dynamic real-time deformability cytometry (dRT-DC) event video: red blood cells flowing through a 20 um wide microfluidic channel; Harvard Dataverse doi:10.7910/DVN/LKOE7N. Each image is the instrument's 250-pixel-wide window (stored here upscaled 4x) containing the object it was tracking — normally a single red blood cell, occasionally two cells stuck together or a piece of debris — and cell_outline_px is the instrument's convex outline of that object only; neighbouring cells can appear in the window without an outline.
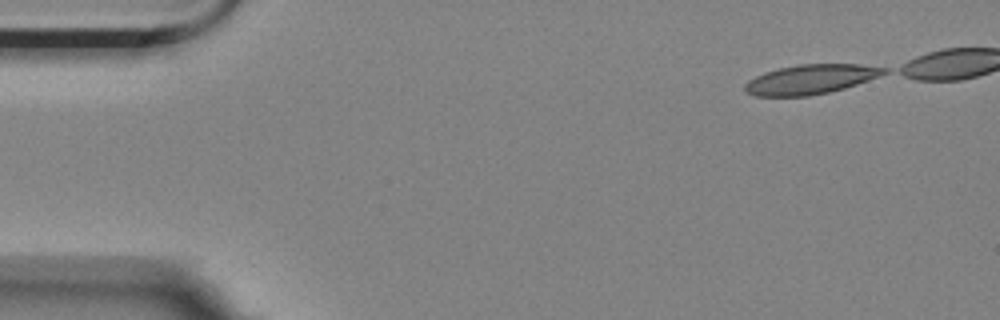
{"species": "Egyptian fruit bat (a non-hibernating species)", "species_latin": "Rousettus aegyptiacus", "temperature_condition": "room temperature", "stored_images_in_passage": 43, "camera_frame_rate_fps": 3000, "um_per_image_px": 0.085, "animal": {"sex": "female"}, "frame": {"image": 1, "passage_image": 1, "time_ms": 0.0, "image_size_px": [1000, 320], "cell_outline_px": [[888, 72], [880, 76], [844, 88], [828, 92], [808, 96], [756, 96], [748, 92], [744, 88], [744, 84], [748, 80], [764, 72], [796, 64], [860, 64], [888, 68]], "centroid_in_image_um": [68.91, 6.73], "position_along_channel_um": 16.1, "area_um2": 23.87}}
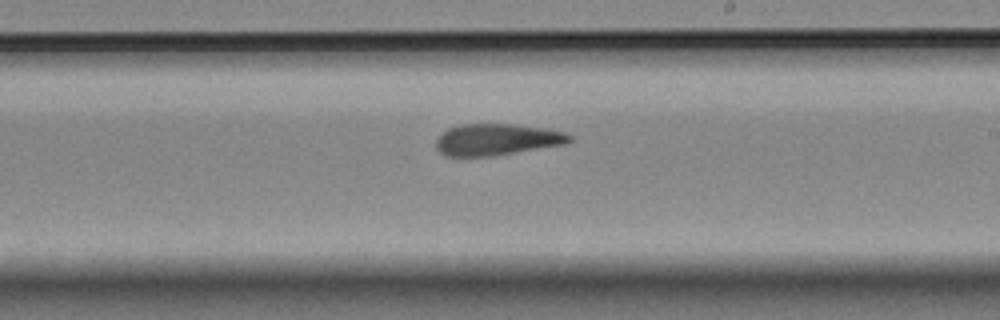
{"frame": {"image": 2, "passage_image": 29, "time_ms": 9.333, "image_size_px": [1000, 320], "cell_outline_px": [[572, 140], [568, 144], [492, 156], [444, 156], [436, 148], [436, 140], [448, 128], [460, 124], [512, 124], [544, 128], [564, 132], [572, 136]], "centroid_in_image_um": [42.25, 11.86], "position_along_channel_um": 246.7, "area_um2": 24.57}}
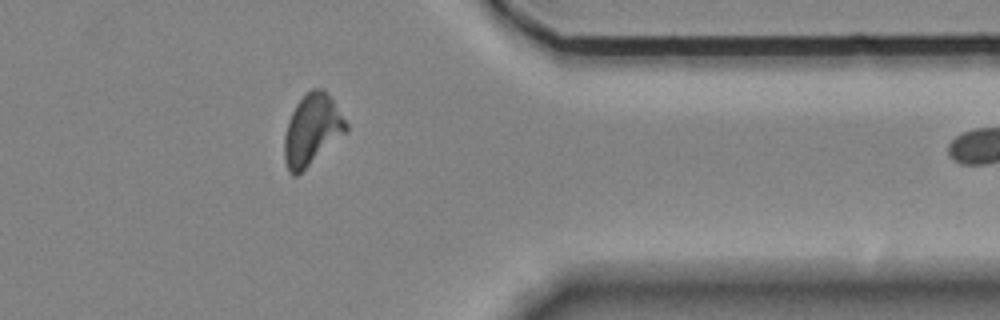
{"frame": {"image": 3, "passage_image": 42, "time_ms": 13.667, "image_size_px": [1000, 320], "cell_outline_px": [[348, 132], [296, 176], [292, 176], [288, 172], [284, 160], [284, 136], [288, 120], [296, 104], [312, 88], [324, 88], [332, 96], [348, 124]], "centroid_in_image_um": [26.54, 11.02], "position_along_channel_um": 384.9, "area_um2": 25.84}}